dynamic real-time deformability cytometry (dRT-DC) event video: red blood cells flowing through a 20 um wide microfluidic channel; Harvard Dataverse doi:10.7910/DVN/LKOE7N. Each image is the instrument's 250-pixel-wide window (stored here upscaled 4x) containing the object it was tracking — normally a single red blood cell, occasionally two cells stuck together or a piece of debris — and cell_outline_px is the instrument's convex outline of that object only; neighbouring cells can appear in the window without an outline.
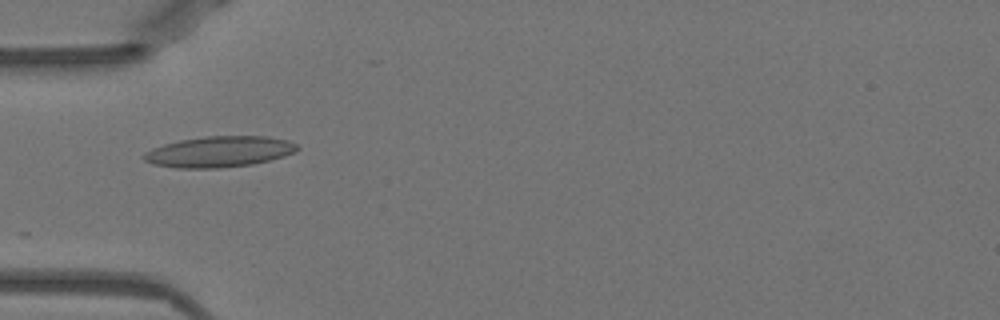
{"species": "Egyptian fruit bat (a non-hibernating species)", "species_latin": "Rousettus aegyptiacus", "temperature_condition": "warm", "stored_images_in_passage": 15, "camera_frame_rate_fps": 3000, "um_per_image_px": 0.085, "animal": {"sex": "female"}, "frame": {"image": 1, "passage_image": 1, "time_ms": 0.0, "image_size_px": [1000, 320], "cell_outline_px": [[300, 148], [284, 156], [252, 164], [216, 168], [176, 168], [152, 164], [144, 160], [140, 156], [144, 152], [152, 148], [164, 144], [180, 140], [204, 136], [268, 136], [288, 140], [296, 144]], "centroid_in_image_um": [18.59, 12.89], "position_along_channel_um": 66.4, "area_um2": 27.63}}
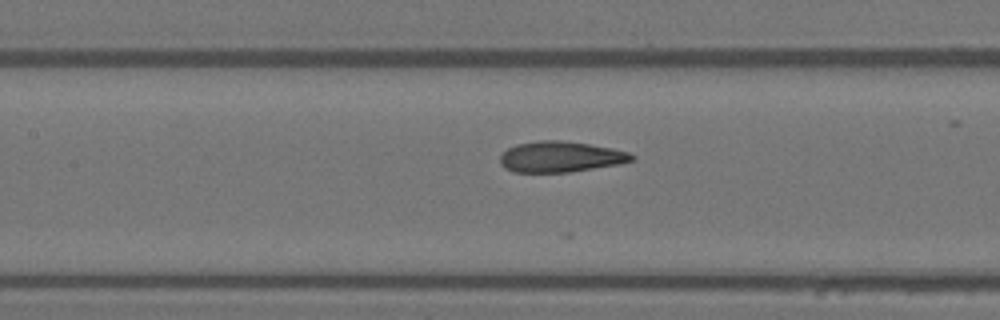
{"frame": {"image": 2, "passage_image": 8, "time_ms": 2.333, "image_size_px": [1000, 320], "cell_outline_px": [[636, 156], [632, 160], [616, 164], [568, 172], [512, 172], [504, 168], [500, 164], [500, 156], [508, 148], [516, 144], [540, 140], [560, 140], [588, 144], [612, 148], [628, 152]], "centroid_in_image_um": [47.59, 13.32], "position_along_channel_um": 159.8, "area_um2": 23.41}}
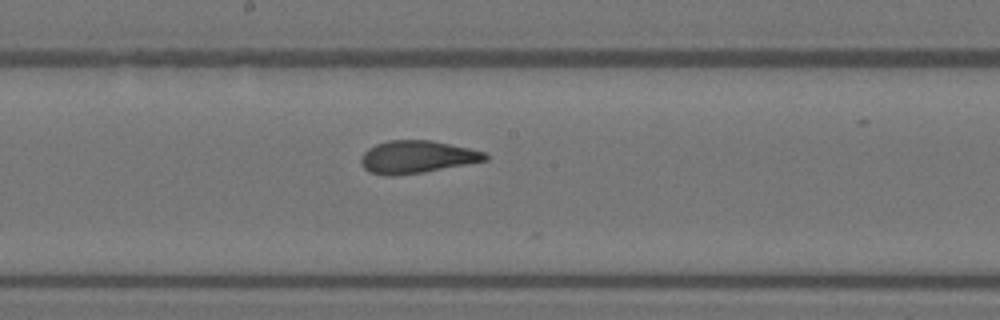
{"frame": {"image": 3, "passage_image": 12, "time_ms": 3.667, "image_size_px": [1000, 320], "cell_outline_px": [[488, 160], [424, 172], [392, 176], [388, 176], [368, 172], [364, 168], [360, 160], [364, 152], [368, 148], [376, 144], [388, 140], [432, 140], [468, 148], [484, 152], [488, 156]], "centroid_in_image_um": [35.41, 13.34], "position_along_channel_um": 212.8, "area_um2": 23.52}}